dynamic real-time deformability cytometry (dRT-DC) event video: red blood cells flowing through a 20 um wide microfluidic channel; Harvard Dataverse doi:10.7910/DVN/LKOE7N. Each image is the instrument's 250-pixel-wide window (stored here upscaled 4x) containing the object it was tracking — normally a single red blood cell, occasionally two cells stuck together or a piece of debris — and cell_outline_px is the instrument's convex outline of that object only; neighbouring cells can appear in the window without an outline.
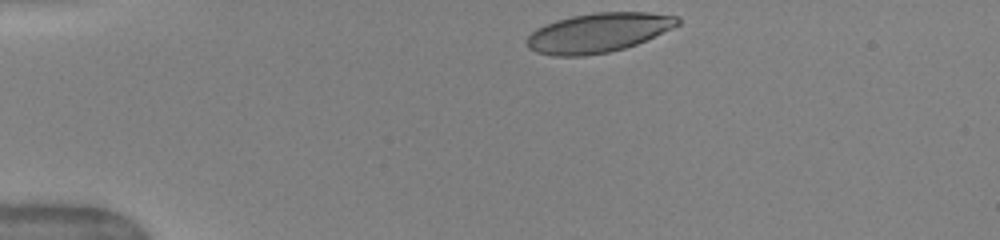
{"species": "human", "species_latin": "Homo sapiens", "temperature_condition": "warm", "stored_images_in_passage": 41, "camera_frame_rate_fps": 3000, "um_per_image_px": 0.085, "donor": {"sex": "female"}, "frame": {"image": 1, "passage_image": 1, "time_ms": 0.0, "image_size_px": [1000, 240], "cell_outline_px": [[680, 24], [672, 28], [636, 44], [624, 48], [608, 52], [584, 56], [552, 56], [536, 52], [528, 48], [524, 44], [524, 40], [536, 28], [556, 20], [572, 16], [596, 12], [648, 12], [676, 16], [680, 20]], "centroid_in_image_um": [50.8, 2.78], "position_along_channel_um": 34.2, "area_um2": 34.62}}
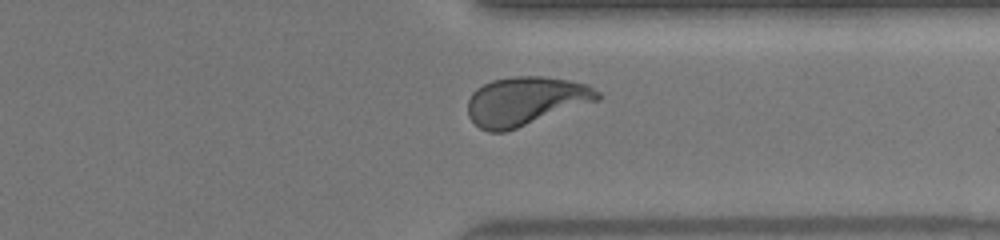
{"frame": {"image": 2, "passage_image": 30, "time_ms": 9.667, "image_size_px": [1000, 240], "cell_outline_px": [[600, 100], [504, 132], [488, 132], [480, 128], [468, 116], [468, 100], [472, 92], [476, 88], [492, 80], [512, 76], [544, 76], [568, 80], [588, 84], [600, 92]], "centroid_in_image_um": [44.67, 8.58], "position_along_channel_um": 366.7, "area_um2": 36.88}}
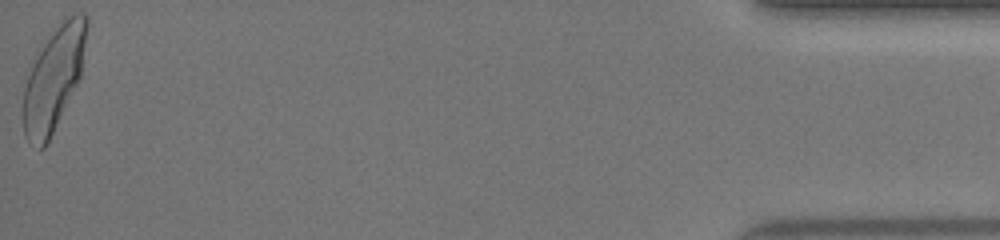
{"frame": {"image": 3, "passage_image": 41, "time_ms": 13.333, "image_size_px": [1000, 240], "cell_outline_px": [[88, 28], [80, 76], [44, 148], [40, 148], [28, 140], [24, 136], [20, 116], [24, 88], [32, 64], [44, 44], [56, 28], [68, 16], [76, 12], [84, 12], [88, 16]], "centroid_in_image_um": [4.54, 6.68], "position_along_channel_um": 430.7, "area_um2": 37.57}, "authors_computed_cell_mechanics": {"area_um2": 36.2406, "velocity_mm_per_s": 4.0278, "shape_relaxation_time_tau1_ms": 3.5595, "shape_relaxation_time_tau2_ms": null, "deformation_change_tau1": 0.1811, "deformation_change_tau2": null}}